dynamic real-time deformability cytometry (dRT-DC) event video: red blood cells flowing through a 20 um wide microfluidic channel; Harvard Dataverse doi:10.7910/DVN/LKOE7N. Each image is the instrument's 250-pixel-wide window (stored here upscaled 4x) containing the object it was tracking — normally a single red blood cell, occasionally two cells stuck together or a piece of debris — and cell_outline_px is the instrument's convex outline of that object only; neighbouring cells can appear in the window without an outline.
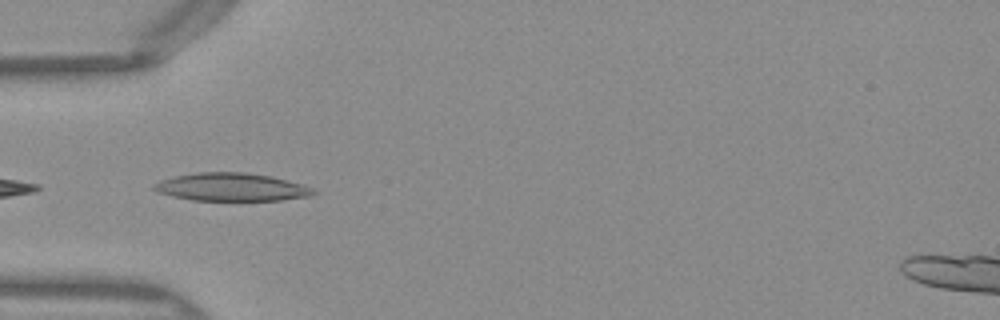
{"species": "Egyptian fruit bat (a non-hibernating species)", "species_latin": "Rousettus aegyptiacus", "temperature_condition": "warm", "stored_images_in_passage": 7, "camera_frame_rate_fps": 3000, "um_per_image_px": 0.085, "frame": {"image": 1, "passage_image": 1, "time_ms": 0.0, "image_size_px": [1000, 320], "cell_outline_px": [[316, 192], [312, 196], [280, 200], [192, 200], [172, 196], [156, 192], [152, 188], [152, 184], [160, 180], [176, 176], [196, 172], [244, 172], [272, 176], [304, 184], [316, 188]], "centroid_in_image_um": [19.7, 15.9], "position_along_channel_um": 65.3, "area_um2": 26.24}}